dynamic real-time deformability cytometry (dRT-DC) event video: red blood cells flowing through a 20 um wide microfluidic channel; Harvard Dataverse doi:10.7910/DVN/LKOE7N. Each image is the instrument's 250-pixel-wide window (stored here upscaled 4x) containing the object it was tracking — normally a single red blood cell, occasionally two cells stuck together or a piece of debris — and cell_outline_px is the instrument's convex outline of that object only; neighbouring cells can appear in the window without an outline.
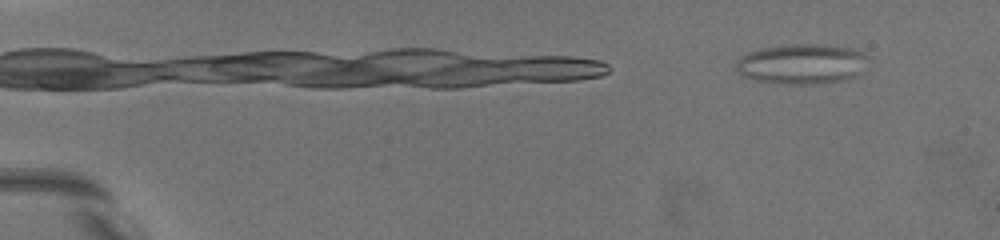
{"species": "common noctule bat (a hibernating species)", "species_latin": "Nyctalus noctula", "temperature_condition": "warm", "stored_images_in_passage": 5, "segment_of_instrument_passage": [1, 2], "camera_frame_rate_fps": 3000, "um_per_image_px": 0.085, "animal": {"sex": "female", "body_mass_g": 19.5, "forearm_length_mm": 54.1}, "frame": {"image": 1, "passage_image": 1, "time_ms": 0.0, "image_size_px": [1000, 240], "cell_outline_px": [[868, 60], [852, 76], [844, 80], [808, 84], [796, 84], [756, 80], [744, 76], [736, 68], [736, 60], [740, 56], [748, 52], [764, 48], [792, 44], [820, 44], [852, 48], [864, 52], [868, 56]], "centroid_in_image_um": [68.13, 5.41], "position_along_channel_um": 16.9, "area_um2": 30.29}}